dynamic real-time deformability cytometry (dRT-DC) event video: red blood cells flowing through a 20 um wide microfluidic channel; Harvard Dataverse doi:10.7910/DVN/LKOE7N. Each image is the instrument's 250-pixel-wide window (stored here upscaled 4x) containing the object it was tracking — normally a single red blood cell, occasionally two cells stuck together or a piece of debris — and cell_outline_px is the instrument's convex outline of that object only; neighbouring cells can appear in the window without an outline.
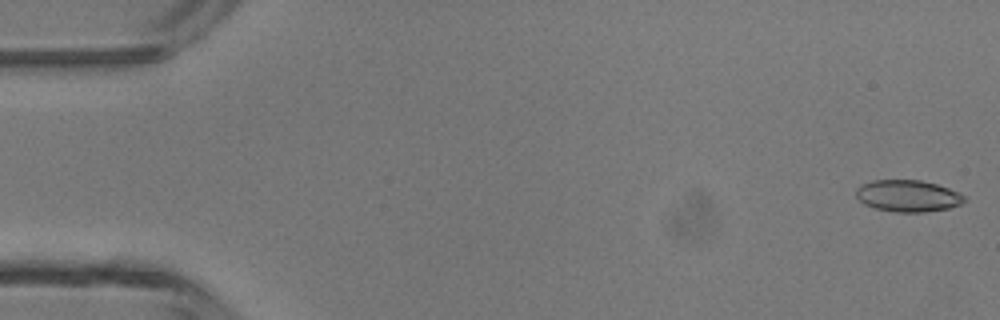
{"species": "common noctule bat (a hibernating species)", "species_latin": "Nyctalus noctula", "temperature_condition": "room temperature", "stored_images_in_passage": 6, "camera_frame_rate_fps": 3000, "um_per_image_px": 0.085, "animal": {"sex": "male", "body_mass_g": 13.3}, "frame": {"image": 1, "passage_image": 1, "time_ms": 0.0, "image_size_px": [1000, 320], "cell_outline_px": [[964, 200], [960, 204], [948, 208], [924, 212], [896, 212], [876, 208], [864, 204], [856, 196], [856, 188], [860, 184], [872, 180], [920, 180], [936, 184], [960, 192], [964, 196]], "centroid_in_image_um": [77.14, 16.64], "position_along_channel_um": 7.9, "area_um2": 19.94}}
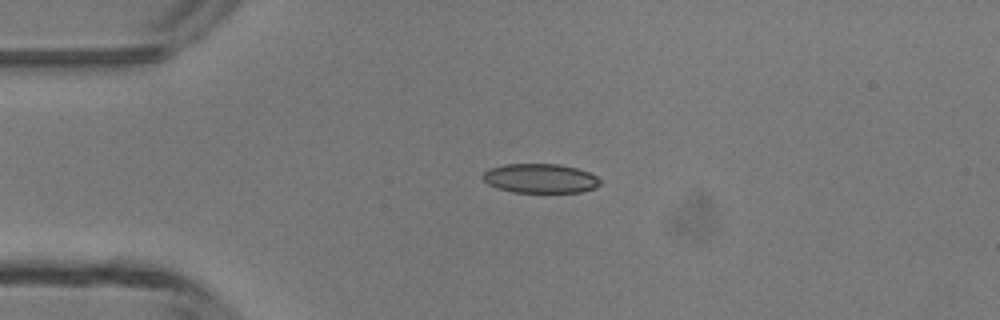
{"frame": {"image": 2, "passage_image": 4, "time_ms": 3.333, "image_size_px": [1000, 320], "cell_outline_px": [[600, 184], [596, 188], [580, 192], [512, 192], [496, 188], [488, 184], [480, 176], [488, 168], [504, 164], [560, 164], [576, 168], [588, 172], [596, 176], [600, 180]], "centroid_in_image_um": [45.89, 15.16], "position_along_channel_um": 39.1, "area_um2": 20.17}}